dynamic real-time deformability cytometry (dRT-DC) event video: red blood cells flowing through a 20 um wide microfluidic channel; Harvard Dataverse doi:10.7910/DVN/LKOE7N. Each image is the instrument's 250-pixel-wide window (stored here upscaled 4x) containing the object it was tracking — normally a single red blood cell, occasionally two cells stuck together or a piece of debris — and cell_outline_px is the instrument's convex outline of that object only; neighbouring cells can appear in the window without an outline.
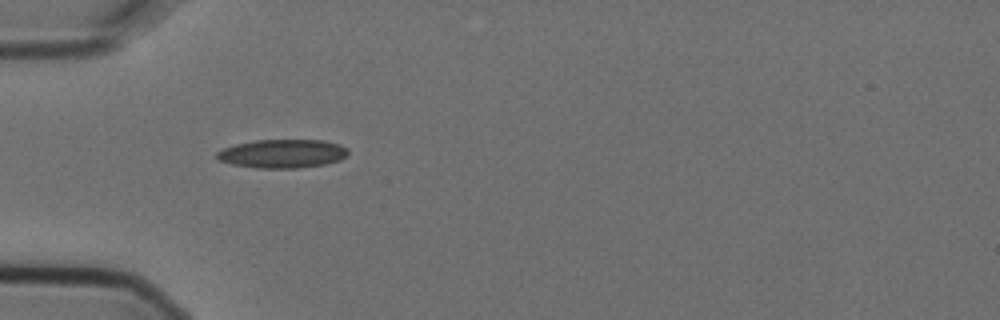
{"species": "Egyptian fruit bat (a non-hibernating species)", "species_latin": "Rousettus aegyptiacus", "temperature_condition": "cold", "stored_images_in_passage": 2, "camera_frame_rate_fps": 3000, "um_per_image_px": 0.085, "animal": {"sex": "female"}, "frame": {"image": 1, "passage_image": 1, "time_ms": 0.0, "image_size_px": [1000, 320], "cell_outline_px": [[348, 156], [340, 160], [324, 164], [296, 168], [256, 168], [232, 164], [220, 160], [216, 156], [216, 152], [224, 148], [236, 144], [256, 140], [324, 140], [340, 144], [348, 148]], "centroid_in_image_um": [24.04, 13.05], "position_along_channel_um": 61.0, "area_um2": 21.91}}
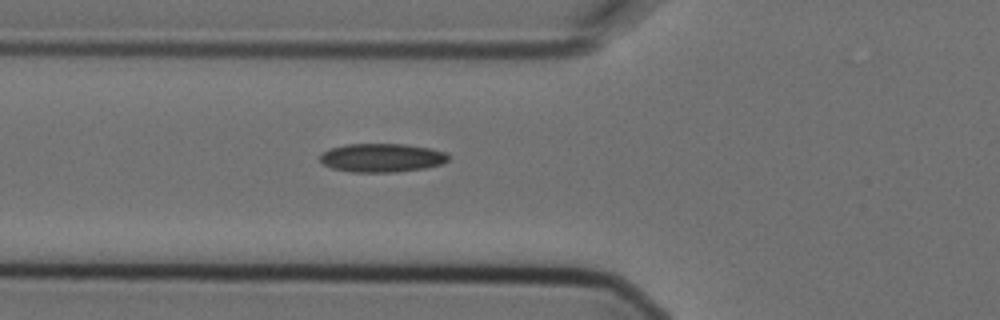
{"frame": {"image": 2, "passage_image": 2, "time_ms": 0.333, "image_size_px": [1000, 320], "cell_outline_px": [[448, 160], [444, 164], [424, 168], [396, 172], [352, 172], [332, 168], [324, 164], [320, 160], [320, 156], [324, 152], [332, 148], [348, 144], [404, 144], [432, 148], [448, 152]], "centroid_in_image_um": [32.52, 13.41], "position_along_channel_um": 93.3, "area_um2": 21.44}}